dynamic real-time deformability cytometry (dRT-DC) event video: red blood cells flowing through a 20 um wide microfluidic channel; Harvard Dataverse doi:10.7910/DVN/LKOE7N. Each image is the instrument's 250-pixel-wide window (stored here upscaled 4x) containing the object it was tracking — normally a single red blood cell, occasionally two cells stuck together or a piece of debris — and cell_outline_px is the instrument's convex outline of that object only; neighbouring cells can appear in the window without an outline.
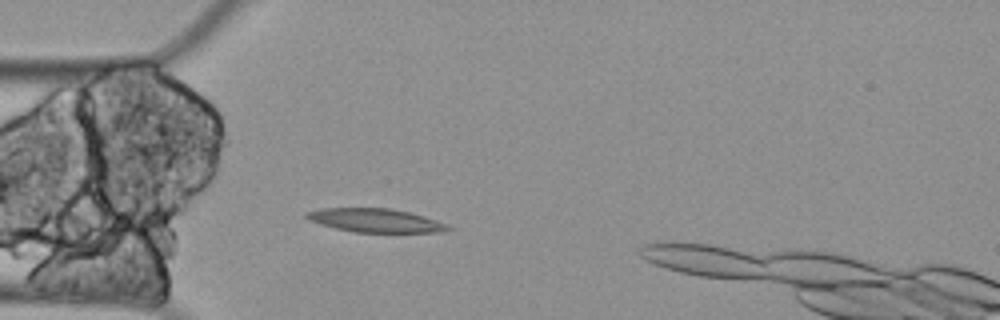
{"species": "Egyptian fruit bat (a non-hibernating species)", "species_latin": "Rousettus aegyptiacus", "temperature_condition": "cold", "stored_images_in_passage": 46, "camera_frame_rate_fps": 3000, "um_per_image_px": 0.085, "animal": {"sex": "female"}, "frame": {"image": 1, "passage_image": 12, "time_ms": 3.667, "image_size_px": [1000, 320], "cell_outline_px": [[452, 228], [436, 232], [356, 232], [336, 228], [320, 224], [308, 220], [304, 216], [304, 212], [320, 208], [388, 208], [408, 212], [448, 224]], "centroid_in_image_um": [31.82, 18.73], "position_along_channel_um": 53.2, "area_um2": 19.25}}
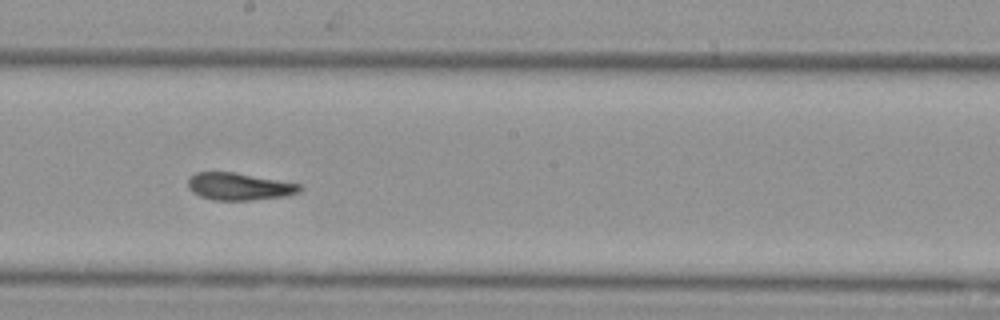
{"frame": {"image": 2, "passage_image": 28, "time_ms": 9.0, "image_size_px": [1000, 320], "cell_outline_px": [[300, 192], [288, 196], [252, 200], [212, 200], [200, 196], [192, 192], [188, 188], [188, 176], [196, 172], [236, 172], [300, 184]], "centroid_in_image_um": [20.3, 15.85], "position_along_channel_um": 227.9, "area_um2": 17.92}}
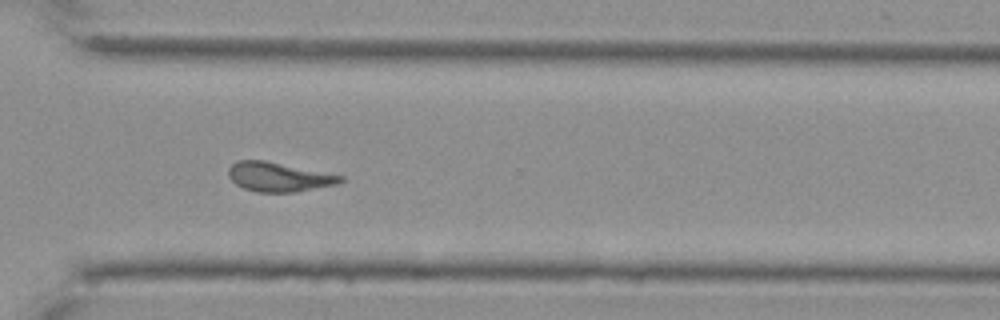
{"frame": {"image": 3, "passage_image": 39, "time_ms": 12.667, "image_size_px": [1000, 320], "cell_outline_px": [[344, 180], [336, 184], [296, 192], [256, 192], [244, 188], [236, 184], [228, 176], [228, 168], [236, 160], [264, 160], [344, 176]], "centroid_in_image_um": [23.66, 15.04], "position_along_channel_um": 346.9, "area_um2": 19.02}, "authors_computed_cell_mechanics": {"area_um2": 19.1029, "velocity_mm_per_s": 3.2333, "shape_relaxation_time_tau1_ms": null, "shape_relaxation_time_tau2_ms": 3.3367, "deformation_change_tau1": null, "deformation_change_tau2": 0.0926}}